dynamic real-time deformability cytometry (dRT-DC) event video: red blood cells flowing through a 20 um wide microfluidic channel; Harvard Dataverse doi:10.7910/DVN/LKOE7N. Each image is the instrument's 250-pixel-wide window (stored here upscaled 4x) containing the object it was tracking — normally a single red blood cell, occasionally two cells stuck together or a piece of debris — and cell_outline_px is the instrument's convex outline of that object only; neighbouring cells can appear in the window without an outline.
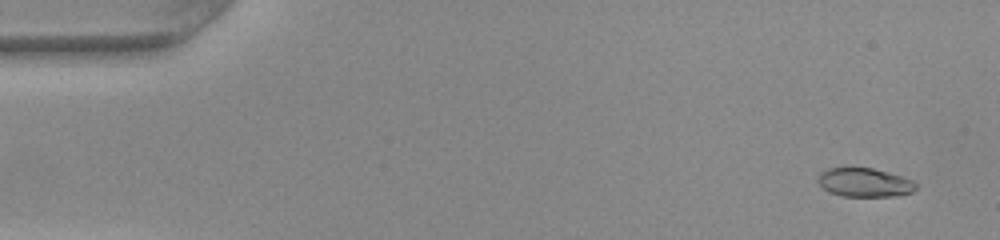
{"species": "common noctule bat (a hibernating species)", "species_latin": "Nyctalus noctula", "temperature_condition": "warm", "stored_images_in_passage": 50, "camera_frame_rate_fps": 3000, "um_per_image_px": 0.085, "animal": {"sex": "female", "body_mass_g": 22.0, "forearm_length_mm": 56.7}, "frame": {"image": 1, "passage_image": 3, "time_ms": 0.667, "image_size_px": [1000, 240], "cell_outline_px": [[916, 188], [912, 192], [896, 196], [844, 196], [828, 192], [816, 180], [820, 172], [828, 168], [872, 168], [904, 176], [912, 180], [916, 184]], "centroid_in_image_um": [73.49, 15.51], "position_along_channel_um": 11.5, "area_um2": 16.47}}
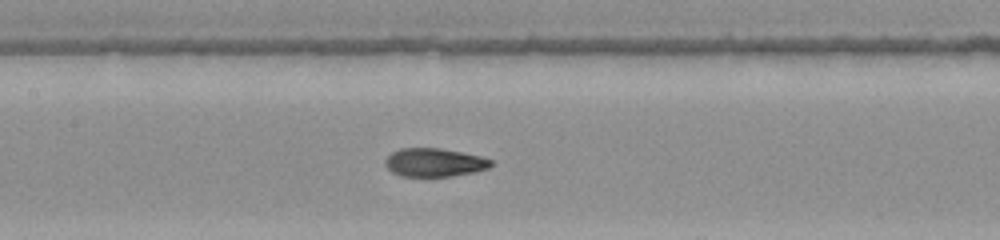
{"frame": {"image": 2, "passage_image": 24, "time_ms": 7.667, "image_size_px": [1000, 240], "cell_outline_px": [[492, 164], [488, 168], [476, 172], [452, 176], [400, 176], [392, 172], [384, 164], [384, 160], [392, 152], [400, 148], [440, 148], [480, 156], [492, 160]], "centroid_in_image_um": [36.91, 13.81], "position_along_channel_um": 170.5, "area_um2": 17.51}}
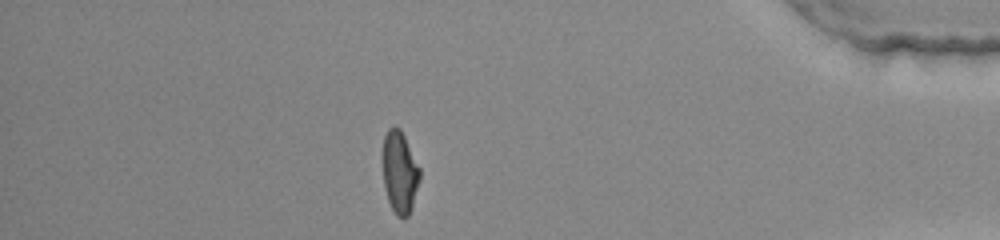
{"frame": {"image": 3, "passage_image": 44, "time_ms": 14.333, "image_size_px": [1000, 240], "cell_outline_px": [[420, 176], [412, 208], [408, 216], [404, 220], [396, 216], [388, 200], [384, 184], [380, 156], [384, 136], [388, 128], [400, 128], [420, 168]], "centroid_in_image_um": [33.94, 14.65], "position_along_channel_um": 401.3, "area_um2": 18.09}, "authors_computed_cell_mechanics": {"area_um2": 17.7735, "velocity_mm_per_s": 4.0862, "shape_relaxation_time_tau1_ms": 10.7358, "shape_relaxation_time_tau2_ms": 1.1021, "deformation_change_tau1": 0.3297, "deformation_change_tau2": 0.0551}}